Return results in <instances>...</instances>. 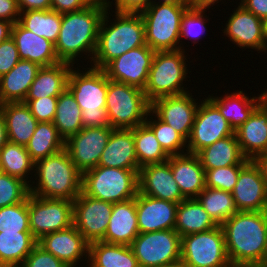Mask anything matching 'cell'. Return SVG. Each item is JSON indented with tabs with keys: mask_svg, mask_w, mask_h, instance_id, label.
I'll use <instances>...</instances> for the list:
<instances>
[{
	"mask_svg": "<svg viewBox=\"0 0 267 267\" xmlns=\"http://www.w3.org/2000/svg\"><path fill=\"white\" fill-rule=\"evenodd\" d=\"M0 232H31L28 198L19 204L0 208Z\"/></svg>",
	"mask_w": 267,
	"mask_h": 267,
	"instance_id": "obj_43",
	"label": "cell"
},
{
	"mask_svg": "<svg viewBox=\"0 0 267 267\" xmlns=\"http://www.w3.org/2000/svg\"><path fill=\"white\" fill-rule=\"evenodd\" d=\"M5 117L8 141L26 146L33 136L38 121L23 102L0 104Z\"/></svg>",
	"mask_w": 267,
	"mask_h": 267,
	"instance_id": "obj_29",
	"label": "cell"
},
{
	"mask_svg": "<svg viewBox=\"0 0 267 267\" xmlns=\"http://www.w3.org/2000/svg\"><path fill=\"white\" fill-rule=\"evenodd\" d=\"M234 133L219 109L206 98L199 103L196 111L191 134L187 140L186 153L197 154L206 146Z\"/></svg>",
	"mask_w": 267,
	"mask_h": 267,
	"instance_id": "obj_13",
	"label": "cell"
},
{
	"mask_svg": "<svg viewBox=\"0 0 267 267\" xmlns=\"http://www.w3.org/2000/svg\"><path fill=\"white\" fill-rule=\"evenodd\" d=\"M158 267H189L182 259Z\"/></svg>",
	"mask_w": 267,
	"mask_h": 267,
	"instance_id": "obj_60",
	"label": "cell"
},
{
	"mask_svg": "<svg viewBox=\"0 0 267 267\" xmlns=\"http://www.w3.org/2000/svg\"><path fill=\"white\" fill-rule=\"evenodd\" d=\"M206 10H196L189 8L183 15L181 20V29H180V40L181 38H191L194 44L201 39L202 35L206 30ZM205 20V21H204ZM205 24V25H204ZM201 36V37H200Z\"/></svg>",
	"mask_w": 267,
	"mask_h": 267,
	"instance_id": "obj_46",
	"label": "cell"
},
{
	"mask_svg": "<svg viewBox=\"0 0 267 267\" xmlns=\"http://www.w3.org/2000/svg\"><path fill=\"white\" fill-rule=\"evenodd\" d=\"M64 148L65 141L53 122H38L33 136L26 145V150L34 162L55 154Z\"/></svg>",
	"mask_w": 267,
	"mask_h": 267,
	"instance_id": "obj_36",
	"label": "cell"
},
{
	"mask_svg": "<svg viewBox=\"0 0 267 267\" xmlns=\"http://www.w3.org/2000/svg\"><path fill=\"white\" fill-rule=\"evenodd\" d=\"M155 51L144 45L110 61L104 68L109 80L125 83L144 91Z\"/></svg>",
	"mask_w": 267,
	"mask_h": 267,
	"instance_id": "obj_15",
	"label": "cell"
},
{
	"mask_svg": "<svg viewBox=\"0 0 267 267\" xmlns=\"http://www.w3.org/2000/svg\"><path fill=\"white\" fill-rule=\"evenodd\" d=\"M18 22L35 34L56 43L61 28L62 14L53 10H28L20 12Z\"/></svg>",
	"mask_w": 267,
	"mask_h": 267,
	"instance_id": "obj_38",
	"label": "cell"
},
{
	"mask_svg": "<svg viewBox=\"0 0 267 267\" xmlns=\"http://www.w3.org/2000/svg\"><path fill=\"white\" fill-rule=\"evenodd\" d=\"M258 107L266 114L267 116V100L261 98ZM267 124V123H266Z\"/></svg>",
	"mask_w": 267,
	"mask_h": 267,
	"instance_id": "obj_61",
	"label": "cell"
},
{
	"mask_svg": "<svg viewBox=\"0 0 267 267\" xmlns=\"http://www.w3.org/2000/svg\"><path fill=\"white\" fill-rule=\"evenodd\" d=\"M105 0L107 9L101 20L92 67L103 69L110 61L129 50L146 45L144 21L140 13L115 11L114 22L108 26V10L112 1ZM107 25V26H106Z\"/></svg>",
	"mask_w": 267,
	"mask_h": 267,
	"instance_id": "obj_3",
	"label": "cell"
},
{
	"mask_svg": "<svg viewBox=\"0 0 267 267\" xmlns=\"http://www.w3.org/2000/svg\"><path fill=\"white\" fill-rule=\"evenodd\" d=\"M240 5L261 20H267V0H245Z\"/></svg>",
	"mask_w": 267,
	"mask_h": 267,
	"instance_id": "obj_53",
	"label": "cell"
},
{
	"mask_svg": "<svg viewBox=\"0 0 267 267\" xmlns=\"http://www.w3.org/2000/svg\"><path fill=\"white\" fill-rule=\"evenodd\" d=\"M17 4L20 12L51 9V0H17Z\"/></svg>",
	"mask_w": 267,
	"mask_h": 267,
	"instance_id": "obj_54",
	"label": "cell"
},
{
	"mask_svg": "<svg viewBox=\"0 0 267 267\" xmlns=\"http://www.w3.org/2000/svg\"><path fill=\"white\" fill-rule=\"evenodd\" d=\"M197 199L218 225H222L233 214L238 212L230 192L205 187L197 196Z\"/></svg>",
	"mask_w": 267,
	"mask_h": 267,
	"instance_id": "obj_41",
	"label": "cell"
},
{
	"mask_svg": "<svg viewBox=\"0 0 267 267\" xmlns=\"http://www.w3.org/2000/svg\"><path fill=\"white\" fill-rule=\"evenodd\" d=\"M238 211H267V186L254 160L242 166L231 192Z\"/></svg>",
	"mask_w": 267,
	"mask_h": 267,
	"instance_id": "obj_18",
	"label": "cell"
},
{
	"mask_svg": "<svg viewBox=\"0 0 267 267\" xmlns=\"http://www.w3.org/2000/svg\"><path fill=\"white\" fill-rule=\"evenodd\" d=\"M224 96L207 98L219 109L234 132L248 120L262 98L261 94L258 95L259 97L249 98L242 90Z\"/></svg>",
	"mask_w": 267,
	"mask_h": 267,
	"instance_id": "obj_32",
	"label": "cell"
},
{
	"mask_svg": "<svg viewBox=\"0 0 267 267\" xmlns=\"http://www.w3.org/2000/svg\"><path fill=\"white\" fill-rule=\"evenodd\" d=\"M19 61L16 43L10 36L0 43V77L8 73Z\"/></svg>",
	"mask_w": 267,
	"mask_h": 267,
	"instance_id": "obj_49",
	"label": "cell"
},
{
	"mask_svg": "<svg viewBox=\"0 0 267 267\" xmlns=\"http://www.w3.org/2000/svg\"><path fill=\"white\" fill-rule=\"evenodd\" d=\"M37 243L69 267H77L83 256L89 257V242L74 225L46 234Z\"/></svg>",
	"mask_w": 267,
	"mask_h": 267,
	"instance_id": "obj_20",
	"label": "cell"
},
{
	"mask_svg": "<svg viewBox=\"0 0 267 267\" xmlns=\"http://www.w3.org/2000/svg\"><path fill=\"white\" fill-rule=\"evenodd\" d=\"M267 116L257 106L235 134L243 156L254 160L258 155L267 152Z\"/></svg>",
	"mask_w": 267,
	"mask_h": 267,
	"instance_id": "obj_28",
	"label": "cell"
},
{
	"mask_svg": "<svg viewBox=\"0 0 267 267\" xmlns=\"http://www.w3.org/2000/svg\"><path fill=\"white\" fill-rule=\"evenodd\" d=\"M265 264H267V255H266V258H265V261H264Z\"/></svg>",
	"mask_w": 267,
	"mask_h": 267,
	"instance_id": "obj_65",
	"label": "cell"
},
{
	"mask_svg": "<svg viewBox=\"0 0 267 267\" xmlns=\"http://www.w3.org/2000/svg\"><path fill=\"white\" fill-rule=\"evenodd\" d=\"M139 234L136 197L113 203L109 225L102 242L130 246Z\"/></svg>",
	"mask_w": 267,
	"mask_h": 267,
	"instance_id": "obj_25",
	"label": "cell"
},
{
	"mask_svg": "<svg viewBox=\"0 0 267 267\" xmlns=\"http://www.w3.org/2000/svg\"><path fill=\"white\" fill-rule=\"evenodd\" d=\"M88 69L81 73L72 67L67 89L79 104L84 127H110L105 109L108 77L103 69Z\"/></svg>",
	"mask_w": 267,
	"mask_h": 267,
	"instance_id": "obj_5",
	"label": "cell"
},
{
	"mask_svg": "<svg viewBox=\"0 0 267 267\" xmlns=\"http://www.w3.org/2000/svg\"><path fill=\"white\" fill-rule=\"evenodd\" d=\"M219 226L197 198L178 203L174 230L181 236L207 231Z\"/></svg>",
	"mask_w": 267,
	"mask_h": 267,
	"instance_id": "obj_33",
	"label": "cell"
},
{
	"mask_svg": "<svg viewBox=\"0 0 267 267\" xmlns=\"http://www.w3.org/2000/svg\"><path fill=\"white\" fill-rule=\"evenodd\" d=\"M197 155L205 171L230 165H243L248 160L240 150L235 133L206 146Z\"/></svg>",
	"mask_w": 267,
	"mask_h": 267,
	"instance_id": "obj_31",
	"label": "cell"
},
{
	"mask_svg": "<svg viewBox=\"0 0 267 267\" xmlns=\"http://www.w3.org/2000/svg\"><path fill=\"white\" fill-rule=\"evenodd\" d=\"M20 267H69L63 261L48 253L38 243Z\"/></svg>",
	"mask_w": 267,
	"mask_h": 267,
	"instance_id": "obj_48",
	"label": "cell"
},
{
	"mask_svg": "<svg viewBox=\"0 0 267 267\" xmlns=\"http://www.w3.org/2000/svg\"><path fill=\"white\" fill-rule=\"evenodd\" d=\"M112 210L113 203L92 198L81 191L73 201V225L89 243L101 241Z\"/></svg>",
	"mask_w": 267,
	"mask_h": 267,
	"instance_id": "obj_14",
	"label": "cell"
},
{
	"mask_svg": "<svg viewBox=\"0 0 267 267\" xmlns=\"http://www.w3.org/2000/svg\"><path fill=\"white\" fill-rule=\"evenodd\" d=\"M113 130L111 127H83L65 141L71 161L82 174L98 166Z\"/></svg>",
	"mask_w": 267,
	"mask_h": 267,
	"instance_id": "obj_16",
	"label": "cell"
},
{
	"mask_svg": "<svg viewBox=\"0 0 267 267\" xmlns=\"http://www.w3.org/2000/svg\"><path fill=\"white\" fill-rule=\"evenodd\" d=\"M236 267H267V264H265V263L242 264V265H238Z\"/></svg>",
	"mask_w": 267,
	"mask_h": 267,
	"instance_id": "obj_62",
	"label": "cell"
},
{
	"mask_svg": "<svg viewBox=\"0 0 267 267\" xmlns=\"http://www.w3.org/2000/svg\"><path fill=\"white\" fill-rule=\"evenodd\" d=\"M170 166L182 196L197 198L206 187L205 170L197 154L184 153L170 156Z\"/></svg>",
	"mask_w": 267,
	"mask_h": 267,
	"instance_id": "obj_23",
	"label": "cell"
},
{
	"mask_svg": "<svg viewBox=\"0 0 267 267\" xmlns=\"http://www.w3.org/2000/svg\"><path fill=\"white\" fill-rule=\"evenodd\" d=\"M195 100L189 92L162 97L150 103V110L154 118L157 116L188 140L199 106Z\"/></svg>",
	"mask_w": 267,
	"mask_h": 267,
	"instance_id": "obj_17",
	"label": "cell"
},
{
	"mask_svg": "<svg viewBox=\"0 0 267 267\" xmlns=\"http://www.w3.org/2000/svg\"><path fill=\"white\" fill-rule=\"evenodd\" d=\"M41 67L27 60H20L8 73L0 77V104L23 102Z\"/></svg>",
	"mask_w": 267,
	"mask_h": 267,
	"instance_id": "obj_27",
	"label": "cell"
},
{
	"mask_svg": "<svg viewBox=\"0 0 267 267\" xmlns=\"http://www.w3.org/2000/svg\"><path fill=\"white\" fill-rule=\"evenodd\" d=\"M19 16L17 0H0V19L15 24L18 22Z\"/></svg>",
	"mask_w": 267,
	"mask_h": 267,
	"instance_id": "obj_52",
	"label": "cell"
},
{
	"mask_svg": "<svg viewBox=\"0 0 267 267\" xmlns=\"http://www.w3.org/2000/svg\"><path fill=\"white\" fill-rule=\"evenodd\" d=\"M107 9L105 0H95L85 9L62 14L61 28L55 51L59 62L75 64L76 57L82 55L94 56L99 27ZM87 54H86V53ZM92 54V55H91ZM76 58V59H75Z\"/></svg>",
	"mask_w": 267,
	"mask_h": 267,
	"instance_id": "obj_2",
	"label": "cell"
},
{
	"mask_svg": "<svg viewBox=\"0 0 267 267\" xmlns=\"http://www.w3.org/2000/svg\"><path fill=\"white\" fill-rule=\"evenodd\" d=\"M215 2L218 3L219 0H189V6L192 9L205 10L207 8H211L210 6L214 5Z\"/></svg>",
	"mask_w": 267,
	"mask_h": 267,
	"instance_id": "obj_55",
	"label": "cell"
},
{
	"mask_svg": "<svg viewBox=\"0 0 267 267\" xmlns=\"http://www.w3.org/2000/svg\"><path fill=\"white\" fill-rule=\"evenodd\" d=\"M130 247L140 267H158L181 259V236L174 229L139 233Z\"/></svg>",
	"mask_w": 267,
	"mask_h": 267,
	"instance_id": "obj_11",
	"label": "cell"
},
{
	"mask_svg": "<svg viewBox=\"0 0 267 267\" xmlns=\"http://www.w3.org/2000/svg\"><path fill=\"white\" fill-rule=\"evenodd\" d=\"M37 242L31 232H0V267H20Z\"/></svg>",
	"mask_w": 267,
	"mask_h": 267,
	"instance_id": "obj_35",
	"label": "cell"
},
{
	"mask_svg": "<svg viewBox=\"0 0 267 267\" xmlns=\"http://www.w3.org/2000/svg\"><path fill=\"white\" fill-rule=\"evenodd\" d=\"M29 226L38 241L44 235L73 225V201L28 196Z\"/></svg>",
	"mask_w": 267,
	"mask_h": 267,
	"instance_id": "obj_12",
	"label": "cell"
},
{
	"mask_svg": "<svg viewBox=\"0 0 267 267\" xmlns=\"http://www.w3.org/2000/svg\"><path fill=\"white\" fill-rule=\"evenodd\" d=\"M81 114L79 104L68 89L58 96L53 124L64 141L84 127Z\"/></svg>",
	"mask_w": 267,
	"mask_h": 267,
	"instance_id": "obj_37",
	"label": "cell"
},
{
	"mask_svg": "<svg viewBox=\"0 0 267 267\" xmlns=\"http://www.w3.org/2000/svg\"><path fill=\"white\" fill-rule=\"evenodd\" d=\"M115 11L140 13L151 5V0H114Z\"/></svg>",
	"mask_w": 267,
	"mask_h": 267,
	"instance_id": "obj_51",
	"label": "cell"
},
{
	"mask_svg": "<svg viewBox=\"0 0 267 267\" xmlns=\"http://www.w3.org/2000/svg\"><path fill=\"white\" fill-rule=\"evenodd\" d=\"M161 4H170V5H189V0H161ZM154 4V1H151V5Z\"/></svg>",
	"mask_w": 267,
	"mask_h": 267,
	"instance_id": "obj_59",
	"label": "cell"
},
{
	"mask_svg": "<svg viewBox=\"0 0 267 267\" xmlns=\"http://www.w3.org/2000/svg\"><path fill=\"white\" fill-rule=\"evenodd\" d=\"M98 166L140 170L135 151L133 128L114 129L111 132Z\"/></svg>",
	"mask_w": 267,
	"mask_h": 267,
	"instance_id": "obj_26",
	"label": "cell"
},
{
	"mask_svg": "<svg viewBox=\"0 0 267 267\" xmlns=\"http://www.w3.org/2000/svg\"><path fill=\"white\" fill-rule=\"evenodd\" d=\"M189 5L161 4L154 1L140 12L144 21L145 40L152 50H182L179 45L181 20Z\"/></svg>",
	"mask_w": 267,
	"mask_h": 267,
	"instance_id": "obj_7",
	"label": "cell"
},
{
	"mask_svg": "<svg viewBox=\"0 0 267 267\" xmlns=\"http://www.w3.org/2000/svg\"><path fill=\"white\" fill-rule=\"evenodd\" d=\"M254 162L258 165V167L261 170L262 177L264 181L266 182L267 186V152L258 155L255 159Z\"/></svg>",
	"mask_w": 267,
	"mask_h": 267,
	"instance_id": "obj_56",
	"label": "cell"
},
{
	"mask_svg": "<svg viewBox=\"0 0 267 267\" xmlns=\"http://www.w3.org/2000/svg\"><path fill=\"white\" fill-rule=\"evenodd\" d=\"M72 67L74 66L64 62L41 67L25 99L59 96L67 89L69 73Z\"/></svg>",
	"mask_w": 267,
	"mask_h": 267,
	"instance_id": "obj_30",
	"label": "cell"
},
{
	"mask_svg": "<svg viewBox=\"0 0 267 267\" xmlns=\"http://www.w3.org/2000/svg\"><path fill=\"white\" fill-rule=\"evenodd\" d=\"M181 259L189 267H232L221 225L181 237Z\"/></svg>",
	"mask_w": 267,
	"mask_h": 267,
	"instance_id": "obj_10",
	"label": "cell"
},
{
	"mask_svg": "<svg viewBox=\"0 0 267 267\" xmlns=\"http://www.w3.org/2000/svg\"><path fill=\"white\" fill-rule=\"evenodd\" d=\"M139 193L173 203L185 200L173 178L170 157L167 161L149 164L138 173Z\"/></svg>",
	"mask_w": 267,
	"mask_h": 267,
	"instance_id": "obj_19",
	"label": "cell"
},
{
	"mask_svg": "<svg viewBox=\"0 0 267 267\" xmlns=\"http://www.w3.org/2000/svg\"><path fill=\"white\" fill-rule=\"evenodd\" d=\"M133 138L139 167L162 163L169 159L155 137L152 129L146 124L133 128Z\"/></svg>",
	"mask_w": 267,
	"mask_h": 267,
	"instance_id": "obj_39",
	"label": "cell"
},
{
	"mask_svg": "<svg viewBox=\"0 0 267 267\" xmlns=\"http://www.w3.org/2000/svg\"><path fill=\"white\" fill-rule=\"evenodd\" d=\"M12 23L0 19V43L11 36Z\"/></svg>",
	"mask_w": 267,
	"mask_h": 267,
	"instance_id": "obj_58",
	"label": "cell"
},
{
	"mask_svg": "<svg viewBox=\"0 0 267 267\" xmlns=\"http://www.w3.org/2000/svg\"><path fill=\"white\" fill-rule=\"evenodd\" d=\"M261 95L263 99L267 100V89L265 92H262Z\"/></svg>",
	"mask_w": 267,
	"mask_h": 267,
	"instance_id": "obj_64",
	"label": "cell"
},
{
	"mask_svg": "<svg viewBox=\"0 0 267 267\" xmlns=\"http://www.w3.org/2000/svg\"><path fill=\"white\" fill-rule=\"evenodd\" d=\"M35 162L26 150V146L8 141L0 150V172L26 182L30 171L34 172ZM28 173V174H27ZM27 174V175H26Z\"/></svg>",
	"mask_w": 267,
	"mask_h": 267,
	"instance_id": "obj_40",
	"label": "cell"
},
{
	"mask_svg": "<svg viewBox=\"0 0 267 267\" xmlns=\"http://www.w3.org/2000/svg\"><path fill=\"white\" fill-rule=\"evenodd\" d=\"M184 49L175 51H156L149 77L144 89L149 103L162 97L187 93L183 81L188 69ZM183 86V87H181Z\"/></svg>",
	"mask_w": 267,
	"mask_h": 267,
	"instance_id": "obj_9",
	"label": "cell"
},
{
	"mask_svg": "<svg viewBox=\"0 0 267 267\" xmlns=\"http://www.w3.org/2000/svg\"><path fill=\"white\" fill-rule=\"evenodd\" d=\"M264 47L267 50V20L264 21Z\"/></svg>",
	"mask_w": 267,
	"mask_h": 267,
	"instance_id": "obj_63",
	"label": "cell"
},
{
	"mask_svg": "<svg viewBox=\"0 0 267 267\" xmlns=\"http://www.w3.org/2000/svg\"><path fill=\"white\" fill-rule=\"evenodd\" d=\"M58 96H47L39 99H25V103L38 122H53L56 114Z\"/></svg>",
	"mask_w": 267,
	"mask_h": 267,
	"instance_id": "obj_47",
	"label": "cell"
},
{
	"mask_svg": "<svg viewBox=\"0 0 267 267\" xmlns=\"http://www.w3.org/2000/svg\"><path fill=\"white\" fill-rule=\"evenodd\" d=\"M150 114L151 110H149L146 116L145 123L152 129L163 150L169 156L184 154L185 148L183 147H187V140L167 123L160 120L157 116V120L153 119L152 114L151 116ZM148 116H150V119Z\"/></svg>",
	"mask_w": 267,
	"mask_h": 267,
	"instance_id": "obj_42",
	"label": "cell"
},
{
	"mask_svg": "<svg viewBox=\"0 0 267 267\" xmlns=\"http://www.w3.org/2000/svg\"><path fill=\"white\" fill-rule=\"evenodd\" d=\"M221 227L232 267L264 263L267 255V211H238Z\"/></svg>",
	"mask_w": 267,
	"mask_h": 267,
	"instance_id": "obj_1",
	"label": "cell"
},
{
	"mask_svg": "<svg viewBox=\"0 0 267 267\" xmlns=\"http://www.w3.org/2000/svg\"><path fill=\"white\" fill-rule=\"evenodd\" d=\"M34 171L37 185L29 183L30 194L34 196L74 201L82 191V173L65 148L36 161Z\"/></svg>",
	"mask_w": 267,
	"mask_h": 267,
	"instance_id": "obj_4",
	"label": "cell"
},
{
	"mask_svg": "<svg viewBox=\"0 0 267 267\" xmlns=\"http://www.w3.org/2000/svg\"><path fill=\"white\" fill-rule=\"evenodd\" d=\"M29 195V184L0 172V208L24 202Z\"/></svg>",
	"mask_w": 267,
	"mask_h": 267,
	"instance_id": "obj_44",
	"label": "cell"
},
{
	"mask_svg": "<svg viewBox=\"0 0 267 267\" xmlns=\"http://www.w3.org/2000/svg\"><path fill=\"white\" fill-rule=\"evenodd\" d=\"M178 203L137 193L136 213L139 233L174 229Z\"/></svg>",
	"mask_w": 267,
	"mask_h": 267,
	"instance_id": "obj_21",
	"label": "cell"
},
{
	"mask_svg": "<svg viewBox=\"0 0 267 267\" xmlns=\"http://www.w3.org/2000/svg\"><path fill=\"white\" fill-rule=\"evenodd\" d=\"M139 170L96 166L82 174V192L111 203L123 202L139 192Z\"/></svg>",
	"mask_w": 267,
	"mask_h": 267,
	"instance_id": "obj_6",
	"label": "cell"
},
{
	"mask_svg": "<svg viewBox=\"0 0 267 267\" xmlns=\"http://www.w3.org/2000/svg\"><path fill=\"white\" fill-rule=\"evenodd\" d=\"M7 142H8V136H7L5 117L2 112V109L0 108V150L5 146Z\"/></svg>",
	"mask_w": 267,
	"mask_h": 267,
	"instance_id": "obj_57",
	"label": "cell"
},
{
	"mask_svg": "<svg viewBox=\"0 0 267 267\" xmlns=\"http://www.w3.org/2000/svg\"><path fill=\"white\" fill-rule=\"evenodd\" d=\"M227 22L223 33L233 44L265 52L263 20L239 4Z\"/></svg>",
	"mask_w": 267,
	"mask_h": 267,
	"instance_id": "obj_22",
	"label": "cell"
},
{
	"mask_svg": "<svg viewBox=\"0 0 267 267\" xmlns=\"http://www.w3.org/2000/svg\"><path fill=\"white\" fill-rule=\"evenodd\" d=\"M90 267H140L130 246L108 244L102 241L89 243Z\"/></svg>",
	"mask_w": 267,
	"mask_h": 267,
	"instance_id": "obj_34",
	"label": "cell"
},
{
	"mask_svg": "<svg viewBox=\"0 0 267 267\" xmlns=\"http://www.w3.org/2000/svg\"><path fill=\"white\" fill-rule=\"evenodd\" d=\"M11 37L14 39L20 60H27L40 67L59 63L55 44L25 29L19 22L12 25Z\"/></svg>",
	"mask_w": 267,
	"mask_h": 267,
	"instance_id": "obj_24",
	"label": "cell"
},
{
	"mask_svg": "<svg viewBox=\"0 0 267 267\" xmlns=\"http://www.w3.org/2000/svg\"><path fill=\"white\" fill-rule=\"evenodd\" d=\"M95 0H51V10L61 14L85 9Z\"/></svg>",
	"mask_w": 267,
	"mask_h": 267,
	"instance_id": "obj_50",
	"label": "cell"
},
{
	"mask_svg": "<svg viewBox=\"0 0 267 267\" xmlns=\"http://www.w3.org/2000/svg\"><path fill=\"white\" fill-rule=\"evenodd\" d=\"M242 165H230L205 171L206 187L232 192L237 183Z\"/></svg>",
	"mask_w": 267,
	"mask_h": 267,
	"instance_id": "obj_45",
	"label": "cell"
},
{
	"mask_svg": "<svg viewBox=\"0 0 267 267\" xmlns=\"http://www.w3.org/2000/svg\"><path fill=\"white\" fill-rule=\"evenodd\" d=\"M105 109L111 128L132 129L145 123L150 103L143 90L108 79Z\"/></svg>",
	"mask_w": 267,
	"mask_h": 267,
	"instance_id": "obj_8",
	"label": "cell"
}]
</instances>
